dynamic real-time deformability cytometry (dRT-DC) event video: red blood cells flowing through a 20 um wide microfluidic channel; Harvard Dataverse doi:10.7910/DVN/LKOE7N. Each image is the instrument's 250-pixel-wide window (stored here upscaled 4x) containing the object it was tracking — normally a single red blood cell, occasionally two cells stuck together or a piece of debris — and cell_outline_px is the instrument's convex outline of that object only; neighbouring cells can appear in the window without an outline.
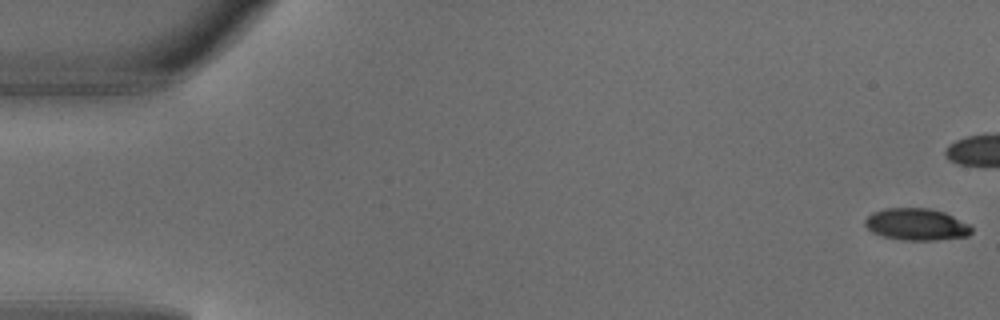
{"species": "common noctule bat (a hibernating species)", "species_latin": "Nyctalus noctula", "temperature_condition": "warm", "stored_images_in_passage": 5, "camera_frame_rate_fps": 3000, "um_per_image_px": 0.085, "animal": {"sex": "male", "body_mass_g": 18.8}, "frame": {"image": 1, "passage_image": 1, "time_ms": 0.0, "image_size_px": [1000, 320], "cell_outline_px": [[972, 232], [968, 236], [936, 240], [900, 240], [880, 236], [872, 232], [864, 224], [864, 220], [872, 212], [884, 208], [928, 208], [944, 212], [968, 224], [972, 228]], "centroid_in_image_um": [77.86, 19.08], "position_along_channel_um": 7.1, "area_um2": 19.88}}
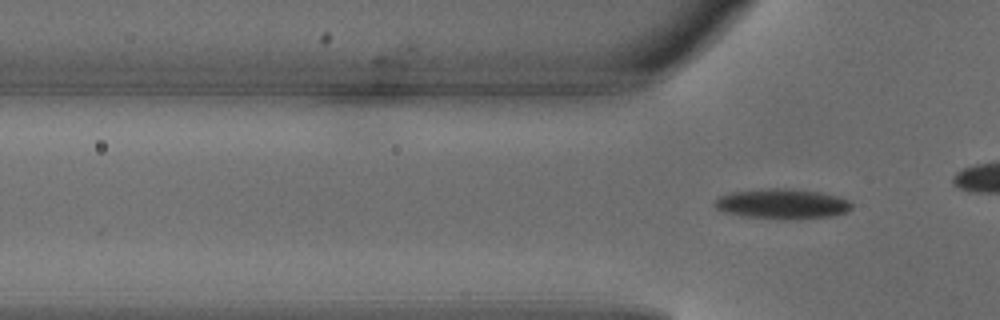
{"frame": {"image": 2, "passage_image": 5, "time_ms": 1.333, "image_size_px": [1000, 320], "cell_outline_px": [[852, 208], [844, 212], [832, 216], [796, 220], [788, 220], [740, 216], [724, 212], [716, 208], [712, 204], [716, 196], [732, 192], [768, 188], [788, 188], [820, 192], [836, 196], [848, 200], [852, 204]], "centroid_in_image_um": [66.43, 17.34], "position_along_channel_um": 59.4, "area_um2": 24.39}}